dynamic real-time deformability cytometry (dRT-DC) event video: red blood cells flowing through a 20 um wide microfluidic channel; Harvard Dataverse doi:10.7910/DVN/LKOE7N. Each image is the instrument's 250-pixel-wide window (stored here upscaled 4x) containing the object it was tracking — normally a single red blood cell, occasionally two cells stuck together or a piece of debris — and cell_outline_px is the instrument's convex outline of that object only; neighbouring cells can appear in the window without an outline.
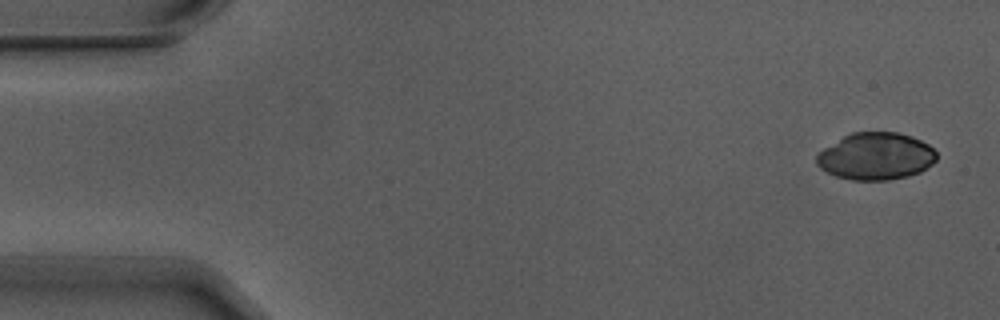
{"species": "Egyptian fruit bat (a non-hibernating species)", "species_latin": "Rousettus aegyptiacus", "temperature_condition": "warm", "stored_images_in_passage": 7, "camera_frame_rate_fps": 3000, "um_per_image_px": 0.085, "animal": {"sex": "male"}, "frame": {"image": 1, "passage_image": 1, "time_ms": 0.0, "image_size_px": [1000, 320], "cell_outline_px": [[936, 160], [932, 164], [920, 172], [908, 176], [888, 180], [852, 180], [836, 176], [820, 168], [816, 164], [816, 156], [824, 148], [844, 136], [852, 132], [896, 132], [912, 136], [928, 144], [936, 152]], "centroid_in_image_um": [74.45, 13.28], "position_along_channel_um": 10.5, "area_um2": 32.89}}